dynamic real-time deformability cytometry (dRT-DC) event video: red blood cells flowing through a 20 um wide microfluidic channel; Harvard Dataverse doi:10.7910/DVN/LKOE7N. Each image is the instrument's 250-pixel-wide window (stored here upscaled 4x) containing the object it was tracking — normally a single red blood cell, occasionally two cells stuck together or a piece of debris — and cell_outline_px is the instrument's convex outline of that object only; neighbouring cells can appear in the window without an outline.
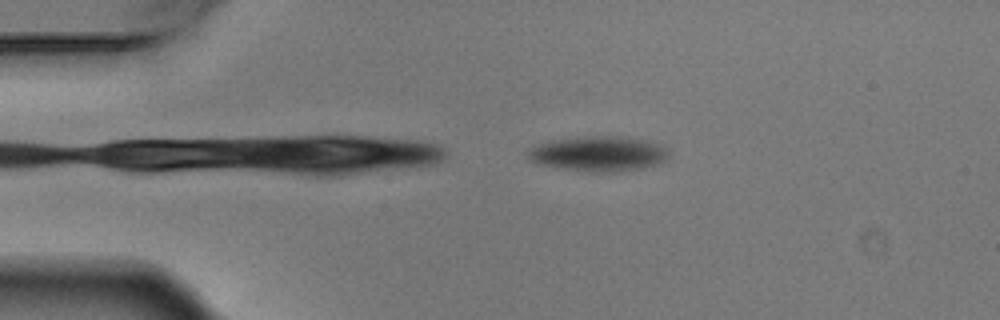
{"species": "Egyptian fruit bat (a non-hibernating species)", "species_latin": "Rousettus aegyptiacus", "temperature_condition": "warm", "stored_images_in_passage": 4, "camera_frame_rate_fps": 3000, "um_per_image_px": 0.085, "animal": {"sex": "male"}, "frame": {"image": 1, "passage_image": 4, "time_ms": 1.0, "image_size_px": [1000, 320], "cell_outline_px": [[668, 156], [660, 164], [644, 168], [616, 172], [588, 172], [560, 168], [536, 164], [528, 160], [528, 152], [536, 144], [552, 140], [584, 136], [620, 136], [648, 140], [660, 144], [668, 152]], "centroid_in_image_um": [50.87, 13.07], "position_along_channel_um": 34.1, "area_um2": 29.13}}